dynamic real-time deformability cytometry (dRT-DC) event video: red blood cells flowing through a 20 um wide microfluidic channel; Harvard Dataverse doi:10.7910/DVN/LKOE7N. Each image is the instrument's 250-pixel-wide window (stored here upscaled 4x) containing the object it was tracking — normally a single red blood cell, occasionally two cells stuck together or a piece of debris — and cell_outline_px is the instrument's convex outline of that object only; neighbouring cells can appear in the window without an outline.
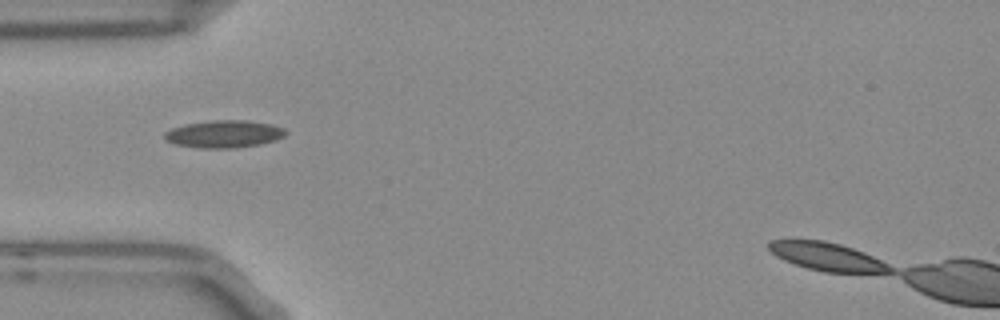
{"species": "Egyptian fruit bat (a non-hibernating species)", "species_latin": "Rousettus aegyptiacus", "temperature_condition": "room temperature", "stored_images_in_passage": 38, "camera_frame_rate_fps": 3000, "um_per_image_px": 0.085, "frame": {"image": 1, "passage_image": 1, "time_ms": 0.0, "image_size_px": [1000, 320], "cell_outline_px": [[284, 136], [276, 140], [260, 144], [236, 148], [196, 148], [176, 144], [168, 140], [164, 136], [164, 132], [172, 128], [184, 124], [212, 120], [244, 120], [268, 124], [284, 128]], "centroid_in_image_um": [19.01, 11.39], "position_along_channel_um": 66.0, "area_um2": 19.19}}
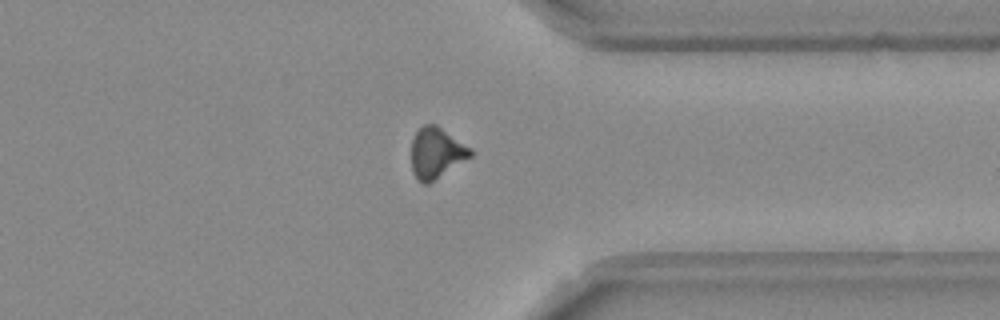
{"frame": {"image": 2, "passage_image": 26, "time_ms": 8.333, "image_size_px": [1000, 320], "cell_outline_px": [[472, 156], [428, 184], [424, 184], [416, 180], [412, 172], [412, 140], [416, 132], [424, 124], [436, 124], [472, 148]], "centroid_in_image_um": [37.08, 13.0], "position_along_channel_um": 374.3, "area_um2": 17.51}}
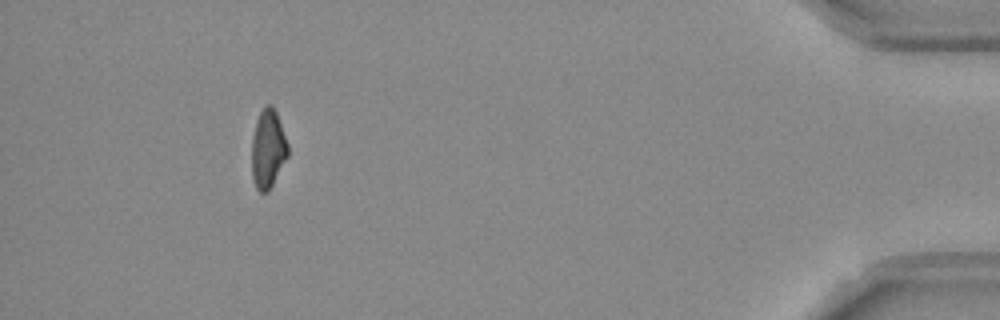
{"frame": {"image": 3, "passage_image": 34, "time_ms": 11.0, "image_size_px": [1000, 320], "cell_outline_px": [[288, 156], [268, 192], [260, 192], [256, 188], [252, 180], [252, 136], [256, 120], [264, 104], [268, 104], [276, 112], [288, 144]], "centroid_in_image_um": [22.76, 12.67], "position_along_channel_um": 412.4, "area_um2": 16.53}, "authors_computed_cell_mechanics": {"area_um2": 17.4556, "velocity_mm_per_s": 3.754, "shape_relaxation_time_tau1_ms": null, "shape_relaxation_time_tau2_ms": 5.5699, "deformation_change_tau1": null, "deformation_change_tau2": 0.1353}}